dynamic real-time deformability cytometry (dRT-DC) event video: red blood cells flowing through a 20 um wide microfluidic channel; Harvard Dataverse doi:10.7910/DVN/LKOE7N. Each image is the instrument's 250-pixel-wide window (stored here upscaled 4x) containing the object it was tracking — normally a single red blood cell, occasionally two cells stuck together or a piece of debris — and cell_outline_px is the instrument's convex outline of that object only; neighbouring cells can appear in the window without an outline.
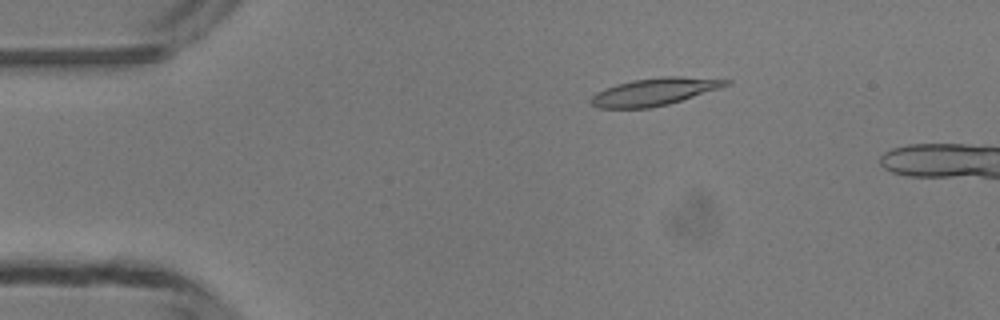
{"species": "common noctule bat (a hibernating species)", "species_latin": "Nyctalus noctula", "temperature_condition": "room temperature", "stored_images_in_passage": 6, "camera_frame_rate_fps": 3000, "um_per_image_px": 0.085, "animal": {"sex": "male", "body_mass_g": 13.3}, "frame": {"image": 1, "passage_image": 3, "time_ms": 2.333, "image_size_px": [1000, 320], "cell_outline_px": [[732, 84], [720, 88], [668, 104], [648, 108], [596, 108], [588, 100], [596, 92], [604, 88], [616, 84], [632, 80], [660, 76], [680, 76], [732, 80]], "centroid_in_image_um": [55.6, 7.79], "position_along_channel_um": 29.4, "area_um2": 21.68}}
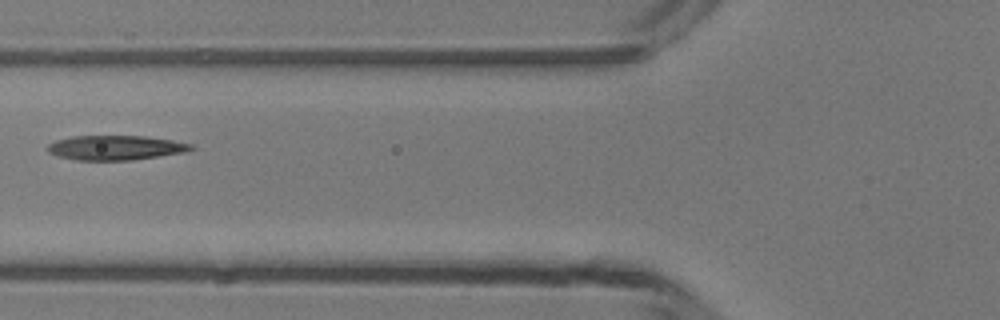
{"frame": {"image": 2, "passage_image": 6, "time_ms": 5.667, "image_size_px": [1000, 320], "cell_outline_px": [[196, 148], [188, 152], [132, 160], [76, 160], [56, 156], [48, 152], [48, 144], [56, 140], [72, 136], [144, 136], [172, 140], [192, 144]], "centroid_in_image_um": [9.85, 12.56], "position_along_channel_um": 116.0, "area_um2": 20.69}}